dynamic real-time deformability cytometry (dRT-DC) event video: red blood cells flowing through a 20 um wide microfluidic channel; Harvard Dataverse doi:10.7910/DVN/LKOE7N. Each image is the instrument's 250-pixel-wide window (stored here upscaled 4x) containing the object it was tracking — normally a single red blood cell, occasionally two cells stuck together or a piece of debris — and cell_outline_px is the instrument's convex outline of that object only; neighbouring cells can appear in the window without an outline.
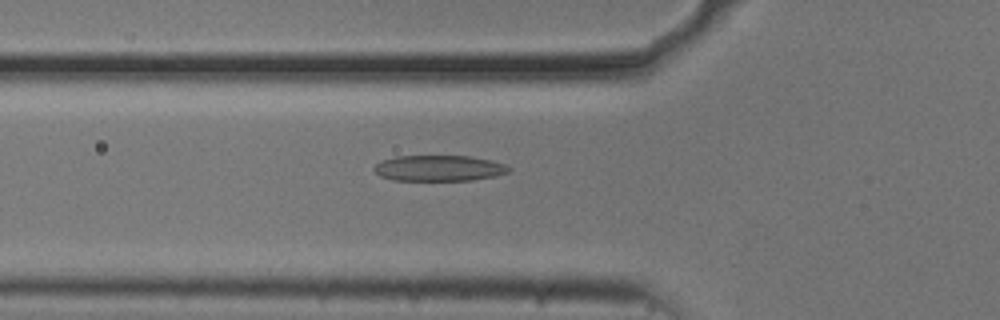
{"species": "common noctule bat (a hibernating species)", "species_latin": "Nyctalus noctula", "temperature_condition": "cold", "stored_images_in_passage": 54, "camera_frame_rate_fps": 3000, "um_per_image_px": 0.085, "animal": {"sex": "male", "body_mass_g": 20.5, "forearm_length_mm": 52.5}, "frame": {"image": 1, "passage_image": 18, "time_ms": 5.667, "image_size_px": [1000, 320], "cell_outline_px": [[512, 168], [508, 172], [496, 176], [472, 180], [392, 180], [380, 176], [372, 168], [380, 160], [396, 156], [468, 156], [492, 160], [504, 164]], "centroid_in_image_um": [37.3, 14.29], "position_along_channel_um": 88.5, "area_um2": 20.35}}
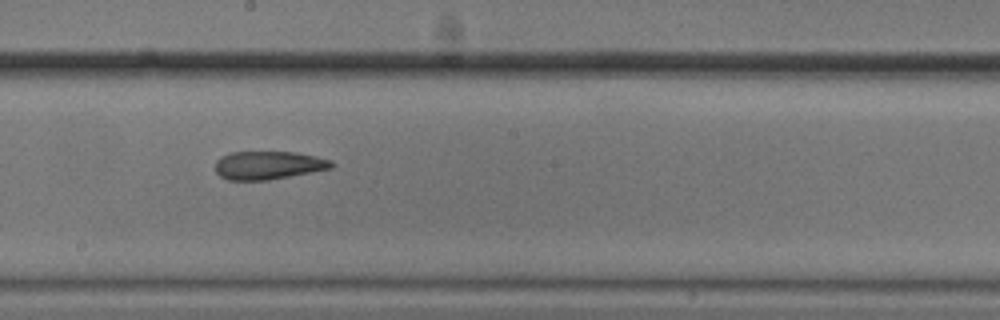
{"frame": {"image": 2, "passage_image": 29, "time_ms": 9.333, "image_size_px": [1000, 320], "cell_outline_px": [[336, 164], [332, 168], [268, 180], [228, 180], [220, 176], [216, 172], [216, 160], [220, 156], [232, 152], [292, 152], [316, 156], [332, 160]], "centroid_in_image_um": [22.81, 14.04], "position_along_channel_um": 225.4, "area_um2": 19.13}}
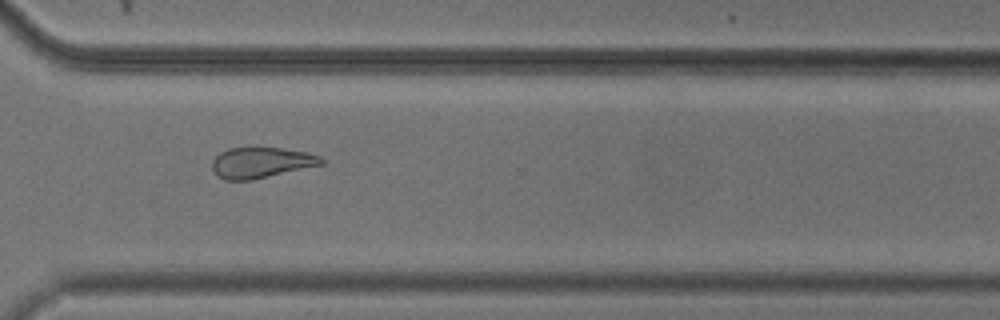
{"frame": {"image": 3, "passage_image": 39, "time_ms": 12.667, "image_size_px": [1000, 320], "cell_outline_px": [[324, 164], [252, 180], [224, 180], [216, 176], [212, 168], [212, 160], [220, 152], [228, 148], [284, 148], [308, 152], [320, 156], [324, 160]], "centroid_in_image_um": [22.19, 13.82], "position_along_channel_um": 348.4, "area_um2": 19.65}}